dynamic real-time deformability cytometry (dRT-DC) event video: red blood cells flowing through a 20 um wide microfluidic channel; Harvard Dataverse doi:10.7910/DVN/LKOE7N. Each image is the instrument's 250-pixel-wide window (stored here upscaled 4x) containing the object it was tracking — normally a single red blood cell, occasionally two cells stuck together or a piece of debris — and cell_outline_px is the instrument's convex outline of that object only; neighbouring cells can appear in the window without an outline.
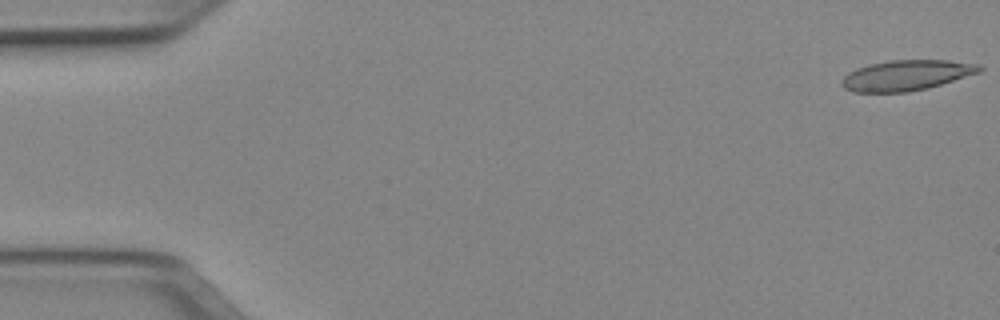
{"species": "Egyptian fruit bat (a non-hibernating species)", "species_latin": "Rousettus aegyptiacus", "temperature_condition": "cold", "stored_images_in_passage": 51, "camera_frame_rate_fps": 3000, "um_per_image_px": 0.085, "animal": {"sex": "female"}, "frame": {"image": 1, "passage_image": 1, "time_ms": 0.0, "image_size_px": [1000, 320], "cell_outline_px": [[984, 68], [980, 72], [928, 88], [908, 92], [852, 92], [844, 88], [840, 84], [840, 80], [848, 72], [856, 68], [868, 64], [892, 60], [948, 60], [980, 64]], "centroid_in_image_um": [77.02, 6.4], "position_along_channel_um": 8.0, "area_um2": 24.57}}
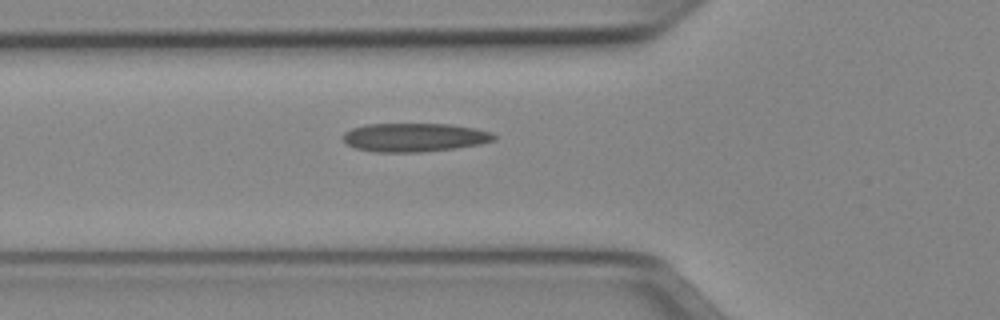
{"frame": {"image": 2, "passage_image": 18, "time_ms": 5.667, "image_size_px": [1000, 320], "cell_outline_px": [[496, 140], [480, 144], [456, 148], [420, 152], [376, 152], [356, 148], [348, 144], [344, 140], [344, 132], [352, 128], [364, 124], [452, 124], [476, 128], [492, 132], [496, 136]], "centroid_in_image_um": [35.27, 11.67], "position_along_channel_um": 90.5, "area_um2": 25.26}}
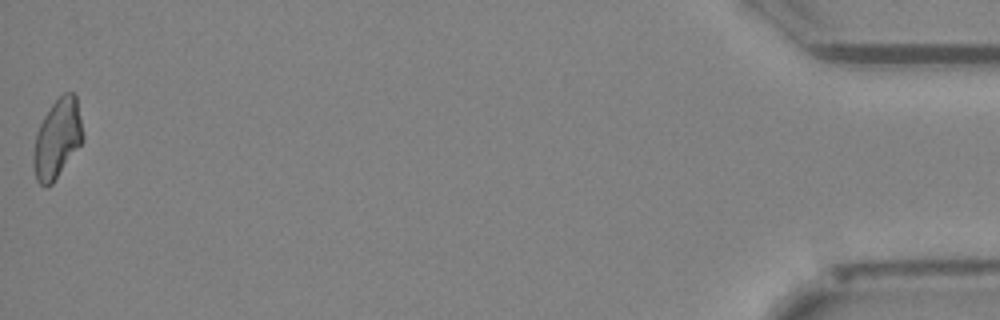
{"frame": {"image": 3, "passage_image": 51, "time_ms": 16.667, "image_size_px": [1000, 320], "cell_outline_px": [[84, 140], [52, 184], [48, 188], [44, 188], [36, 180], [32, 164], [32, 156], [36, 132], [44, 116], [52, 104], [64, 92], [72, 92], [76, 96], [84, 136]], "centroid_in_image_um": [4.85, 11.82], "position_along_channel_um": 430.4, "area_um2": 22.95}, "authors_computed_cell_mechanics": {"area_um2": 24.1604, "velocity_mm_per_s": 3.969, "shape_relaxation_time_tau1_ms": null, "shape_relaxation_time_tau2_ms": 4.5969, "deformation_change_tau1": null, "deformation_change_tau2": 0.1499}}